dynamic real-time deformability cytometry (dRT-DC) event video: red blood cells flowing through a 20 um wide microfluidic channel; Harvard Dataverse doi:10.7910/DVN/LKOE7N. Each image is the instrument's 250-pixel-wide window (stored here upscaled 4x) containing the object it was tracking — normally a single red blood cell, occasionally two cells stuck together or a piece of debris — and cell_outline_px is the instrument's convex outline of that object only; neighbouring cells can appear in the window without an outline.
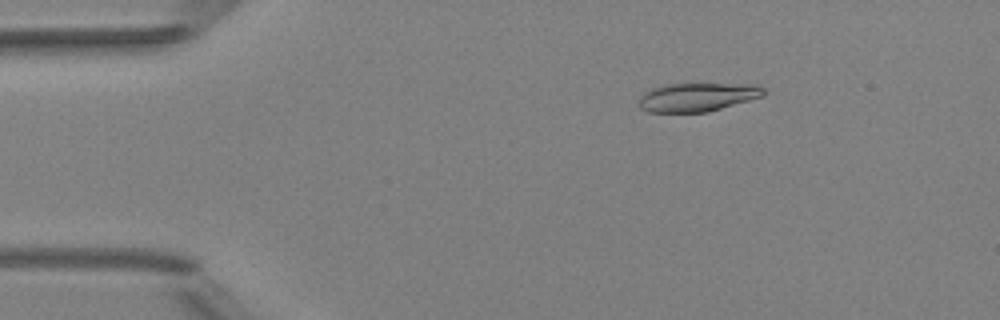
{"species": "Egyptian fruit bat (a non-hibernating species)", "species_latin": "Rousettus aegyptiacus", "temperature_condition": "room temperature", "stored_images_in_passage": 5, "camera_frame_rate_fps": 3000, "um_per_image_px": 0.085, "animal": {"sex": "female"}, "frame": {"image": 1, "passage_image": 3, "time_ms": 2.333, "image_size_px": [1000, 320], "cell_outline_px": [[764, 96], [708, 112], [648, 112], [640, 108], [640, 96], [644, 92], [652, 88], [664, 84], [756, 84], [764, 88]], "centroid_in_image_um": [59.28, 8.25], "position_along_channel_um": 25.7, "area_um2": 20.81}}
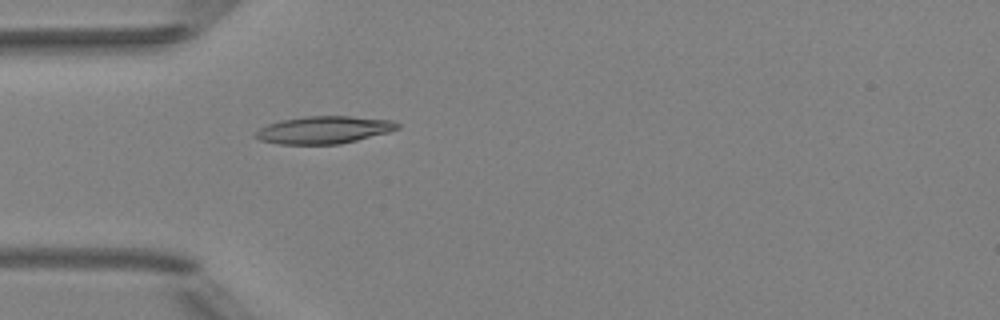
{"frame": {"image": 2, "passage_image": 5, "time_ms": 4.667, "image_size_px": [1000, 320], "cell_outline_px": [[400, 128], [388, 132], [340, 144], [280, 144], [260, 140], [252, 136], [260, 128], [268, 124], [280, 120], [304, 116], [352, 116], [392, 120], [400, 124]], "centroid_in_image_um": [27.52, 11.03], "position_along_channel_um": 57.5, "area_um2": 22.72}}